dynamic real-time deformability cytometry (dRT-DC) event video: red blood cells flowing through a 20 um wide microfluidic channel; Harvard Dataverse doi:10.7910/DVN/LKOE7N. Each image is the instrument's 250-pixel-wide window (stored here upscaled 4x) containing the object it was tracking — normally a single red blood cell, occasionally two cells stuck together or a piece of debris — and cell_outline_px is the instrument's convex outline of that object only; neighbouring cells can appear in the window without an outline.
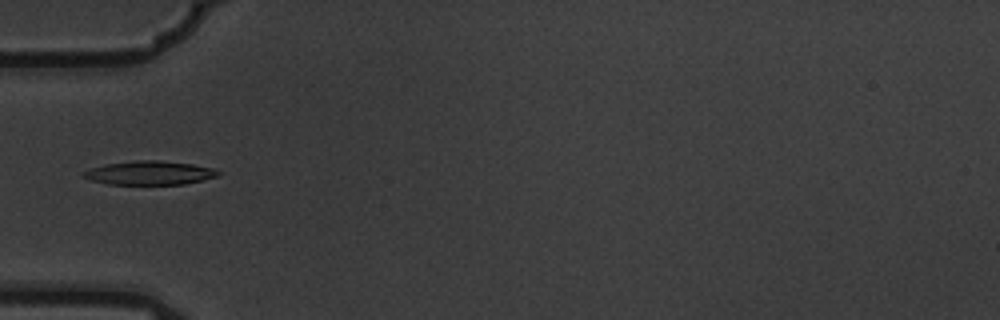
{"species": "common noctule bat (a hibernating species)", "species_latin": "Nyctalus noctula", "temperature_condition": "warm", "stored_images_in_passage": 10, "camera_frame_rate_fps": 3000, "um_per_image_px": 0.085, "animal": {"sex": "male", "body_mass_g": 19.5, "forearm_length_mm": 54.6}, "frame": {"image": 1, "passage_image": 4, "time_ms": 1.0, "image_size_px": [1000, 320], "cell_outline_px": [[220, 176], [184, 184], [108, 184], [92, 180], [84, 176], [84, 172], [92, 168], [104, 164], [136, 160], [156, 160], [192, 164], [212, 168], [220, 172]], "centroid_in_image_um": [12.75, 14.69], "position_along_channel_um": 72.2, "area_um2": 18.44}}
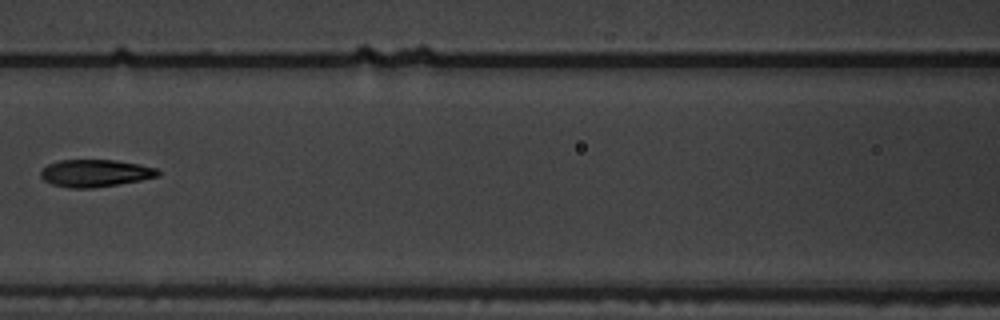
{"frame": {"image": 2, "passage_image": 6, "time_ms": 1.667, "image_size_px": [1000, 320], "cell_outline_px": [[160, 176], [140, 180], [92, 188], [68, 188], [52, 184], [44, 180], [40, 176], [40, 172], [48, 164], [60, 160], [116, 160], [140, 164], [156, 168], [160, 172]], "centroid_in_image_um": [8.09, 14.71], "position_along_channel_um": 158.5, "area_um2": 18.61}}
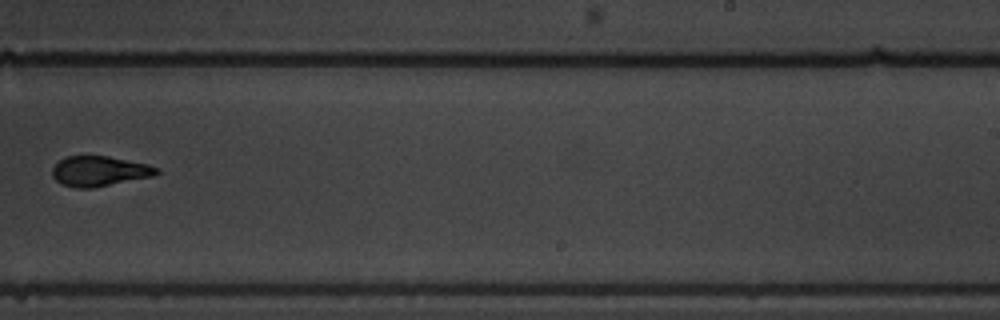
{"frame": {"image": 3, "passage_image": 9, "time_ms": 2.667, "image_size_px": [1000, 320], "cell_outline_px": [[160, 172], [152, 176], [92, 188], [76, 188], [60, 184], [52, 176], [52, 168], [64, 156], [108, 156], [148, 164], [160, 168]], "centroid_in_image_um": [8.43, 14.55], "position_along_channel_um": 280.6, "area_um2": 18.32}}